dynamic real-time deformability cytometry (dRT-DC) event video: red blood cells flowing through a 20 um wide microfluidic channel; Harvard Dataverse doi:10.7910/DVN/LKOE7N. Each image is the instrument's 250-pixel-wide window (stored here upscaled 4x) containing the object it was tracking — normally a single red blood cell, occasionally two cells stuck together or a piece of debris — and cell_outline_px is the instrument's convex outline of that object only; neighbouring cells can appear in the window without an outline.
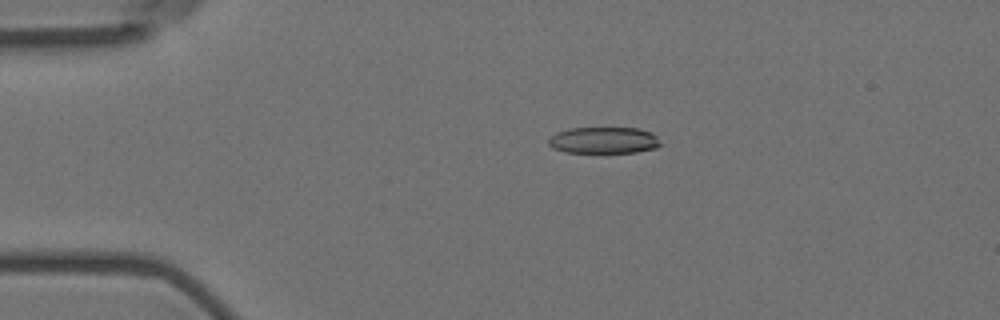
{"species": "Egyptian fruit bat (a non-hibernating species)", "species_latin": "Rousettus aegyptiacus", "temperature_condition": "room temperature", "stored_images_in_passage": 56, "camera_frame_rate_fps": 3000, "um_per_image_px": 0.085, "animal": {"sex": "female"}, "frame": {"image": 1, "passage_image": 12, "time_ms": 3.667, "image_size_px": [1000, 320], "cell_outline_px": [[660, 144], [656, 148], [636, 152], [564, 152], [552, 148], [548, 144], [548, 136], [556, 132], [568, 128], [640, 128], [652, 132], [656, 136]], "centroid_in_image_um": [51.27, 11.91], "position_along_channel_um": 33.7, "area_um2": 17.4}}
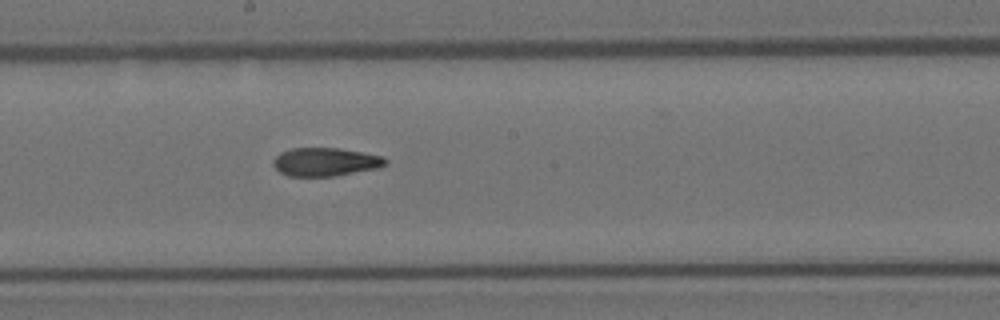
{"frame": {"image": 2, "passage_image": 31, "time_ms": 10.0, "image_size_px": [1000, 320], "cell_outline_px": [[388, 160], [384, 164], [376, 168], [332, 176], [288, 176], [280, 172], [272, 164], [272, 160], [280, 152], [292, 148], [340, 148], [384, 156]], "centroid_in_image_um": [27.62, 13.75], "position_along_channel_um": 220.6, "area_um2": 18.44}}
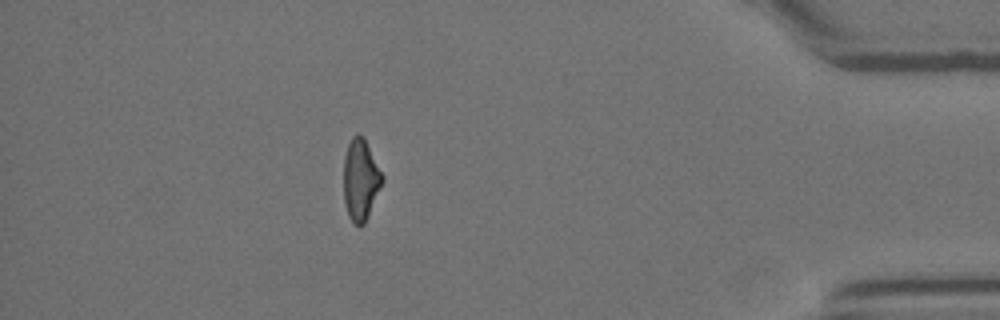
{"frame": {"image": 3, "passage_image": 50, "time_ms": 16.333, "image_size_px": [1000, 320], "cell_outline_px": [[384, 180], [364, 224], [360, 228], [348, 216], [344, 200], [344, 156], [348, 144], [352, 136], [356, 132], [364, 136], [384, 176]], "centroid_in_image_um": [30.65, 15.24], "position_along_channel_um": 404.5, "area_um2": 18.44}, "authors_computed_cell_mechanics": {"area_um2": 18.8139, "velocity_mm_per_s": 3.6366, "shape_relaxation_time_tau1_ms": 10.8385, "shape_relaxation_time_tau2_ms": 3.2918, "deformation_change_tau1": 0.2497, "deformation_change_tau2": 0.1153}}